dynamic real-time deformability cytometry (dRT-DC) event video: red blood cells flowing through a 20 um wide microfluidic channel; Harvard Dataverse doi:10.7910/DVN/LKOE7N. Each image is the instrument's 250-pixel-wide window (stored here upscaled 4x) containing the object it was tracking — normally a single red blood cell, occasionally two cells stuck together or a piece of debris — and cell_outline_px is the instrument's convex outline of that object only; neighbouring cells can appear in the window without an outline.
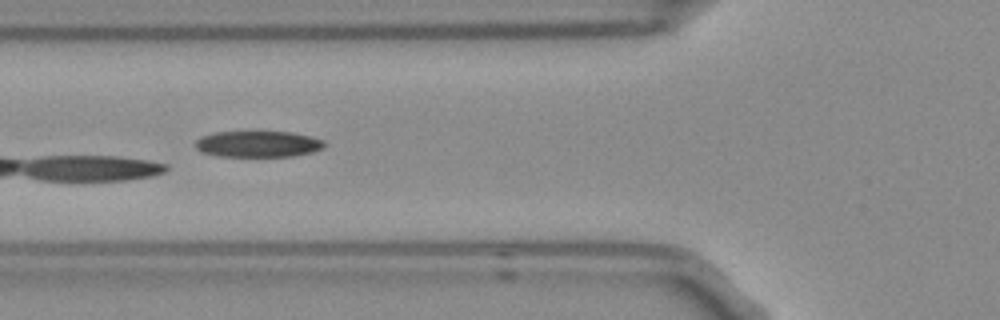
{"species": "Egyptian fruit bat (a non-hibernating species)", "species_latin": "Rousettus aegyptiacus", "temperature_condition": "room temperature", "stored_images_in_passage": 6, "camera_frame_rate_fps": 3000, "um_per_image_px": 0.085, "frame": {"image": 1, "passage_image": 4, "time_ms": 1.0, "image_size_px": [1000, 320], "cell_outline_px": [[328, 144], [324, 148], [312, 152], [292, 156], [220, 156], [200, 152], [196, 148], [196, 140], [200, 136], [216, 132], [292, 132], [312, 136], [324, 140]], "centroid_in_image_um": [21.97, 12.24], "position_along_channel_um": 103.8, "area_um2": 19.83}}